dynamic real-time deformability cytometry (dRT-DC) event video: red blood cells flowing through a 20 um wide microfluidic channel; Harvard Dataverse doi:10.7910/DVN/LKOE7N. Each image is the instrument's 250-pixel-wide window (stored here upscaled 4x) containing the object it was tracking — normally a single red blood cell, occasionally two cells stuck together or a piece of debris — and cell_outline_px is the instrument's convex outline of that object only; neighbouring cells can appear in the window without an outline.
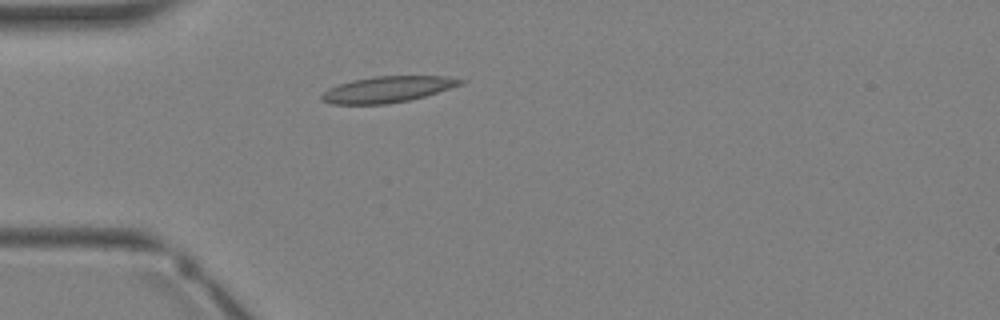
{"species": "Egyptian fruit bat (a non-hibernating species)", "species_latin": "Rousettus aegyptiacus", "temperature_condition": "warm", "stored_images_in_passage": 3, "camera_frame_rate_fps": 3000, "um_per_image_px": 0.085, "animal": {"sex": "female"}, "frame": {"image": 1, "passage_image": 3, "time_ms": 2.333, "image_size_px": [1000, 320], "cell_outline_px": [[464, 84], [424, 96], [408, 100], [388, 104], [332, 104], [324, 100], [320, 96], [328, 88], [352, 80], [372, 76], [448, 76], [464, 80]], "centroid_in_image_um": [32.96, 7.59], "position_along_channel_um": 52.0, "area_um2": 20.98}}